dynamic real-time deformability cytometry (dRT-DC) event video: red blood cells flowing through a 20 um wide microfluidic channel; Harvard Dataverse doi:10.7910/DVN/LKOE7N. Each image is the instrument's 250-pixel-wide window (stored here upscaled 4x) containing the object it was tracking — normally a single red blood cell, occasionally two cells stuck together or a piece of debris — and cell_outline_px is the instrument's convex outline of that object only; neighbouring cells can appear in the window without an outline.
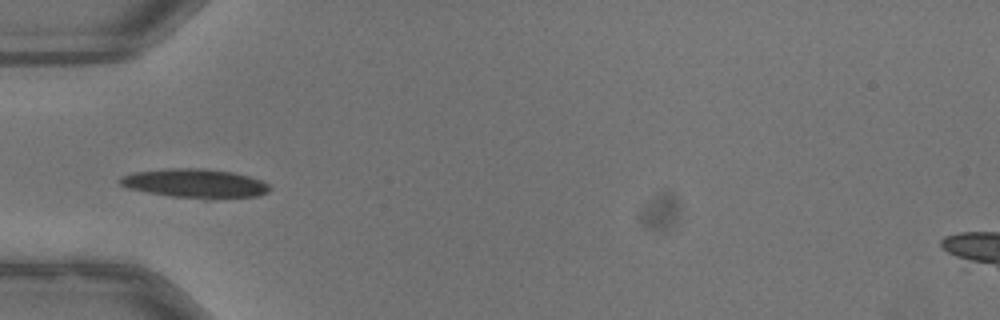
{"species": "common noctule bat (a hibernating species)", "species_latin": "Nyctalus noctula", "temperature_condition": "warm", "stored_images_in_passage": 18, "camera_frame_rate_fps": 3000, "um_per_image_px": 0.085, "animal": {"sex": "male", "body_mass_g": 13.3}, "frame": {"image": 1, "passage_image": 1, "time_ms": 0.0, "image_size_px": [1000, 320], "cell_outline_px": [[272, 188], [268, 192], [260, 196], [212, 200], [204, 200], [172, 196], [148, 192], [128, 188], [120, 184], [120, 176], [132, 172], [168, 168], [204, 168], [232, 172], [248, 176], [260, 180], [268, 184]], "centroid_in_image_um": [16.62, 15.6], "position_along_channel_um": 68.4, "area_um2": 25.72}}
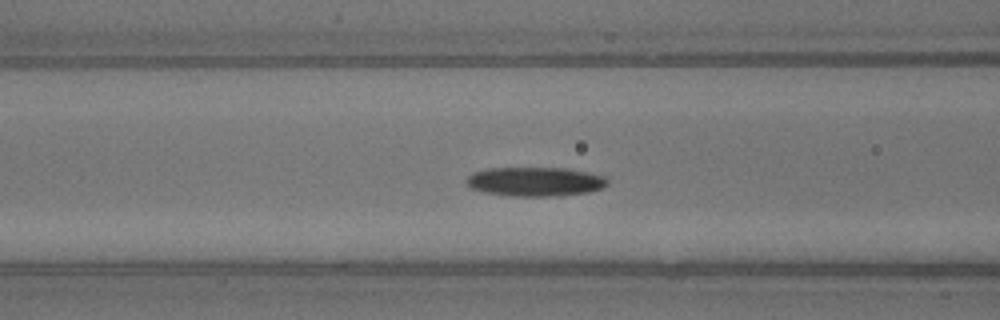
{"frame": {"image": 2, "passage_image": 5, "time_ms": 1.333, "image_size_px": [1000, 320], "cell_outline_px": [[608, 184], [604, 188], [588, 192], [560, 196], [512, 196], [484, 192], [472, 188], [464, 180], [472, 172], [488, 168], [568, 168], [588, 172], [604, 176], [608, 180]], "centroid_in_image_um": [45.51, 15.43], "position_along_channel_um": 121.1, "area_um2": 24.16}}
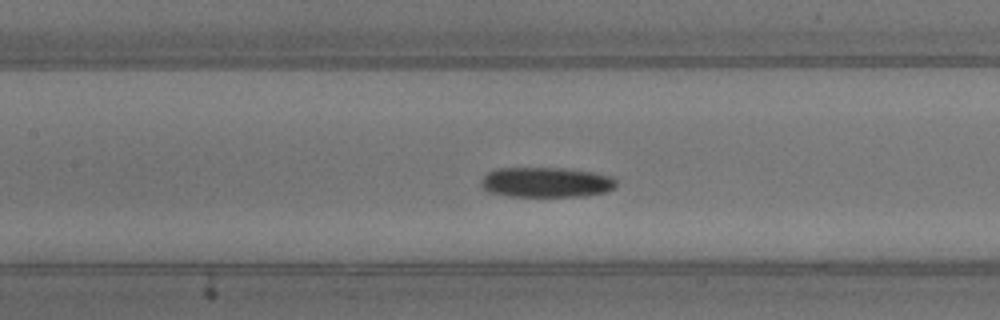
{"frame": {"image": 3, "passage_image": 8, "time_ms": 2.333, "image_size_px": [1000, 320], "cell_outline_px": [[616, 188], [604, 192], [588, 196], [508, 196], [488, 192], [480, 184], [480, 180], [488, 172], [496, 168], [564, 168], [592, 172], [612, 176], [616, 180]], "centroid_in_image_um": [46.43, 15.49], "position_along_channel_um": 161.0, "area_um2": 23.87}}